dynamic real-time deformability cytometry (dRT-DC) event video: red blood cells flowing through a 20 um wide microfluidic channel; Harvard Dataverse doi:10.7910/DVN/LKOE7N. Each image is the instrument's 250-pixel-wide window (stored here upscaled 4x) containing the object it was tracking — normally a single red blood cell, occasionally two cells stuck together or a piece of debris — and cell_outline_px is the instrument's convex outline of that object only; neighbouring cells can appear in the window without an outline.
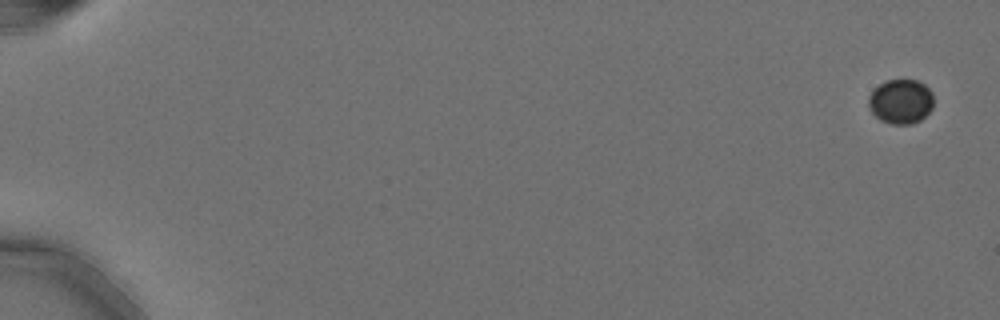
{"species": "Egyptian fruit bat (a non-hibernating species)", "species_latin": "Rousettus aegyptiacus", "temperature_condition": "cold", "stored_images_in_passage": 6, "camera_frame_rate_fps": 3000, "um_per_image_px": 0.085, "animal": {"sex": "female"}, "frame": {"image": 1, "passage_image": 1, "time_ms": 0.0, "image_size_px": [1000, 320], "cell_outline_px": [[932, 108], [920, 120], [912, 124], [892, 124], [880, 120], [868, 108], [868, 96], [884, 80], [916, 80], [924, 84], [932, 92]], "centroid_in_image_um": [76.55, 8.63], "position_along_channel_um": 8.5, "area_um2": 16.82}}
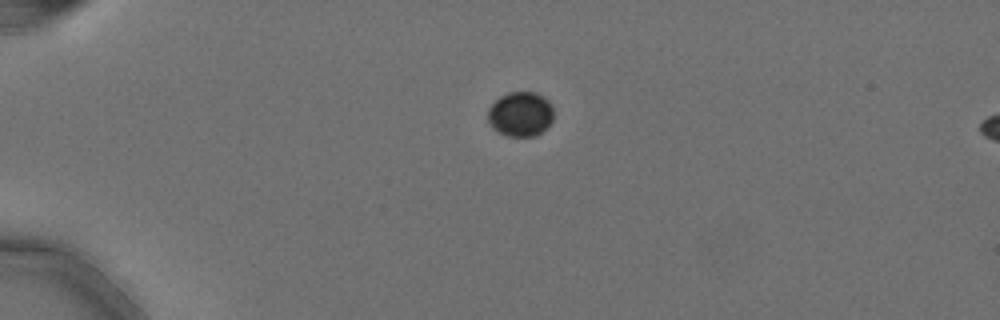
{"frame": {"image": 2, "passage_image": 4, "time_ms": 1.0, "image_size_px": [1000, 320], "cell_outline_px": [[552, 120], [536, 136], [508, 136], [496, 132], [488, 124], [488, 108], [500, 96], [508, 92], [536, 92], [544, 96], [552, 104]], "centroid_in_image_um": [44.21, 9.69], "position_along_channel_um": 40.8, "area_um2": 17.22}}